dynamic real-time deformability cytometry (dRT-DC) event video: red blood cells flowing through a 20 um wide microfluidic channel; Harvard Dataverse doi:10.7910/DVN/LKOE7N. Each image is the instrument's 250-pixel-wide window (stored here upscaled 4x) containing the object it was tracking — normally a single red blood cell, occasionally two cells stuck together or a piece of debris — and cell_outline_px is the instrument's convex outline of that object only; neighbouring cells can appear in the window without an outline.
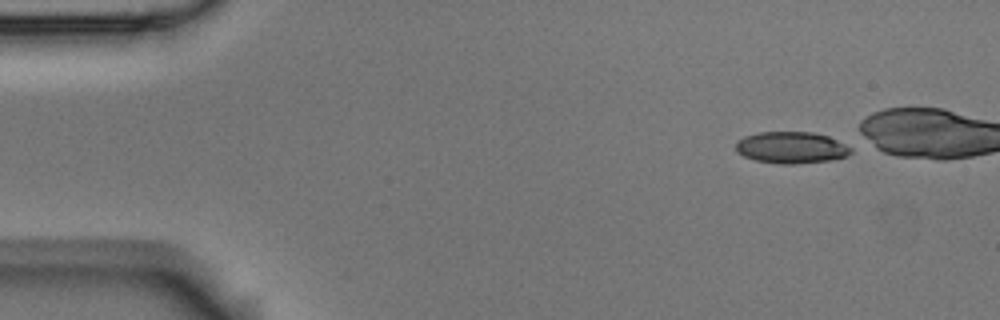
{"species": "Egyptian fruit bat (a non-hibernating species)", "species_latin": "Rousettus aegyptiacus", "temperature_condition": "room temperature", "stored_images_in_passage": 5, "camera_frame_rate_fps": 3000, "um_per_image_px": 0.085, "animal": {"sex": "male"}, "frame": {"image": 1, "passage_image": 1, "time_ms": 0.0, "image_size_px": [1000, 320], "cell_outline_px": [[852, 152], [848, 156], [828, 160], [796, 164], [780, 164], [756, 160], [744, 156], [736, 152], [736, 140], [744, 136], [760, 132], [812, 132], [828, 136], [852, 144]], "centroid_in_image_um": [67.31, 12.53], "position_along_channel_um": 17.7, "area_um2": 21.56}}